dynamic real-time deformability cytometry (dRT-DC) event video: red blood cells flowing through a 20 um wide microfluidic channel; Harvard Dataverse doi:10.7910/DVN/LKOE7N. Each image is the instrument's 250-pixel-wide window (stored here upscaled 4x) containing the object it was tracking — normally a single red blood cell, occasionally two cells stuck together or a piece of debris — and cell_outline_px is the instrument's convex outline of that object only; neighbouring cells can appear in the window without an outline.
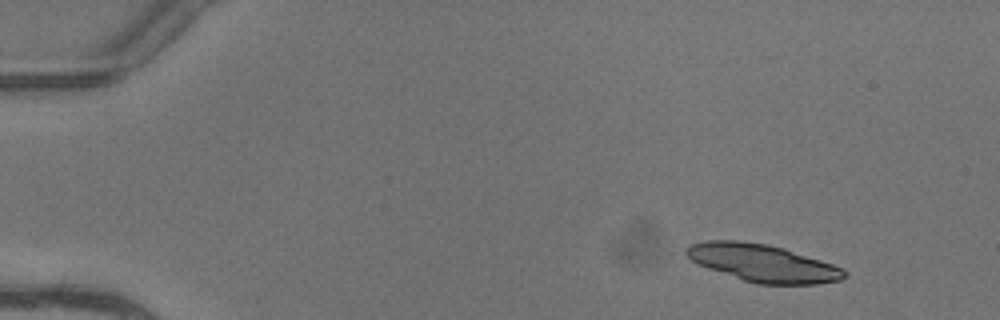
{"species": "common noctule bat (a hibernating species)", "species_latin": "Nyctalus noctula", "temperature_condition": "warm", "stored_images_in_passage": 5, "camera_frame_rate_fps": 3000, "um_per_image_px": 0.085, "animal": {"sex": "female"}, "frame": {"image": 1, "passage_image": 1, "time_ms": 0.0, "image_size_px": [1000, 320], "cell_outline_px": [[848, 276], [840, 280], [816, 284], [756, 284], [708, 268], [692, 260], [684, 252], [684, 248], [692, 244], [708, 240], [740, 240], [768, 244], [784, 248], [832, 264], [848, 272]], "centroid_in_image_um": [64.84, 22.35], "position_along_channel_um": 20.2, "area_um2": 34.28}}